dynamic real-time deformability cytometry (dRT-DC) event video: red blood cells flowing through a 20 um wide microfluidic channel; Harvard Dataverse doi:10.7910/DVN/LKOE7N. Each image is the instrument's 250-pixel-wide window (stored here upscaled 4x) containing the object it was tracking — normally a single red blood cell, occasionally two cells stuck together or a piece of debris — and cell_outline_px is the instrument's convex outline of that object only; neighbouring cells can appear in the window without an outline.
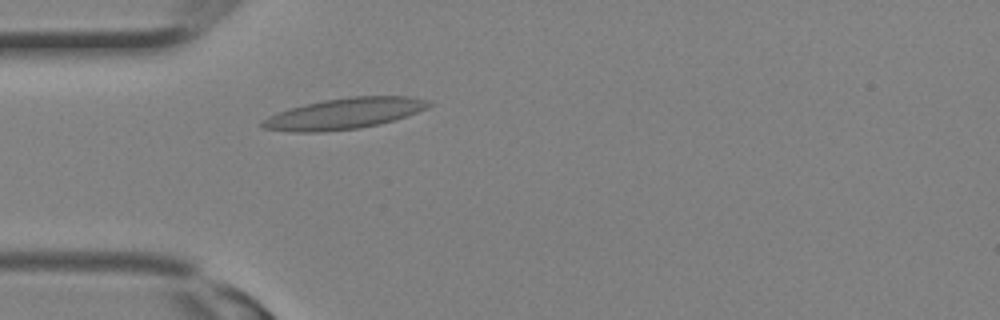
{"species": "Egyptian fruit bat (a non-hibernating species)", "species_latin": "Rousettus aegyptiacus", "temperature_condition": "room temperature", "stored_images_in_passage": 12, "camera_frame_rate_fps": 3000, "um_per_image_px": 0.085, "animal": {"sex": "female"}, "frame": {"image": 1, "passage_image": 6, "time_ms": 1.667, "image_size_px": [1000, 320], "cell_outline_px": [[432, 104], [428, 108], [380, 124], [360, 128], [320, 132], [296, 132], [264, 128], [260, 124], [260, 120], [268, 116], [304, 104], [324, 100], [348, 96], [408, 96], [428, 100]], "centroid_in_image_um": [29.26, 9.65], "position_along_channel_um": 55.7, "area_um2": 29.77}}
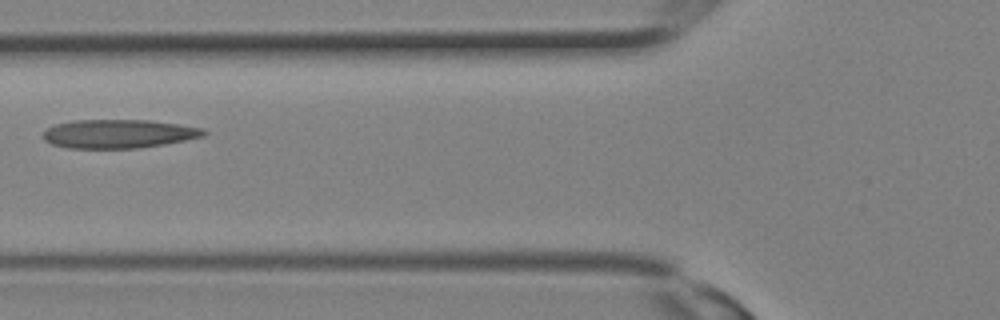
{"frame": {"image": 2, "passage_image": 9, "time_ms": 2.667, "image_size_px": [1000, 320], "cell_outline_px": [[208, 132], [204, 136], [164, 144], [136, 148], [68, 148], [52, 144], [44, 140], [44, 132], [48, 128], [56, 124], [76, 120], [152, 120], [180, 124], [204, 128]], "centroid_in_image_um": [10.12, 11.36], "position_along_channel_um": 115.7, "area_um2": 26.82}}
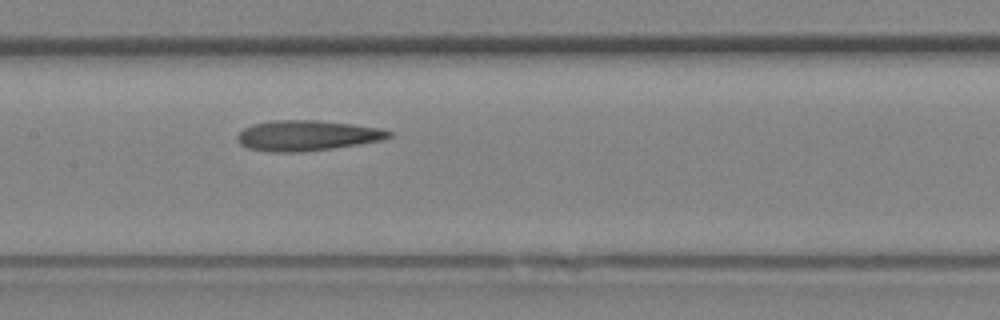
{"frame": {"image": 3, "passage_image": 12, "time_ms": 3.667, "image_size_px": [1000, 320], "cell_outline_px": [[392, 136], [380, 140], [332, 148], [300, 152], [276, 152], [248, 148], [240, 144], [236, 140], [236, 136], [244, 128], [252, 124], [272, 120], [316, 120], [352, 124], [380, 128], [392, 132]], "centroid_in_image_um": [26.05, 11.51], "position_along_channel_um": 181.3, "area_um2": 26.65}}